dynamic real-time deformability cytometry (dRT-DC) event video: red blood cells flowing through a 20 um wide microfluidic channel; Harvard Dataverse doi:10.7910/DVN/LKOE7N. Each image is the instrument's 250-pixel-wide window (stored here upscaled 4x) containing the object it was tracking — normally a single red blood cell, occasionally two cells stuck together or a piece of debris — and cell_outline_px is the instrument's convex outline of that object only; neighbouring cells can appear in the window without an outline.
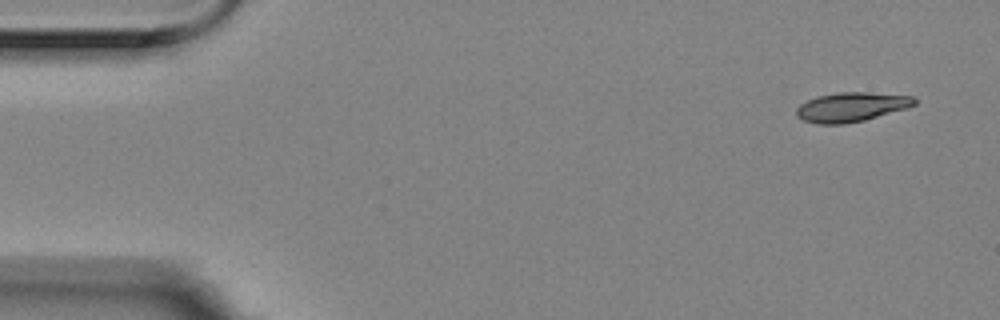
{"species": "Egyptian fruit bat (a non-hibernating species)", "species_latin": "Rousettus aegyptiacus", "temperature_condition": "room temperature", "stored_images_in_passage": 9, "camera_frame_rate_fps": 3000, "um_per_image_px": 0.085, "animal": {"sex": "female"}, "frame": {"image": 1, "passage_image": 1, "time_ms": 0.0, "image_size_px": [1000, 320], "cell_outline_px": [[916, 104], [908, 108], [864, 120], [844, 124], [820, 124], [804, 120], [796, 116], [796, 108], [800, 104], [816, 96], [836, 92], [868, 92], [912, 96], [916, 100]], "centroid_in_image_um": [72.36, 9.09], "position_along_channel_um": 12.6, "area_um2": 20.23}}
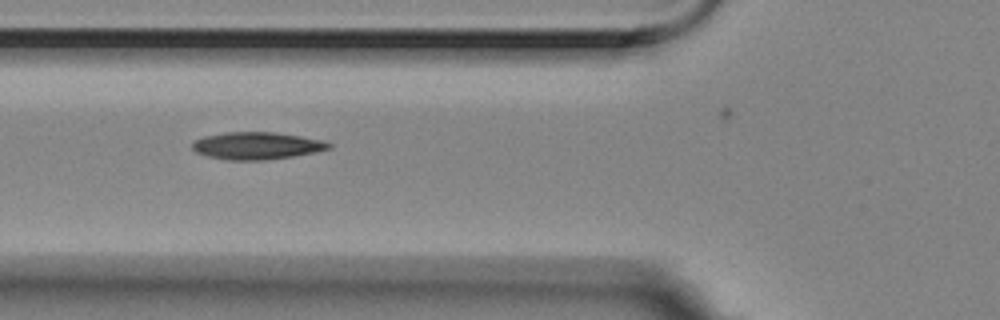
{"frame": {"image": 2, "passage_image": 6, "time_ms": 1.667, "image_size_px": [1000, 320], "cell_outline_px": [[332, 148], [292, 156], [260, 160], [228, 160], [208, 156], [196, 152], [192, 148], [192, 144], [196, 140], [204, 136], [224, 132], [276, 132], [324, 140], [332, 144]], "centroid_in_image_um": [21.82, 12.37], "position_along_channel_um": 104.0, "area_um2": 21.56}}
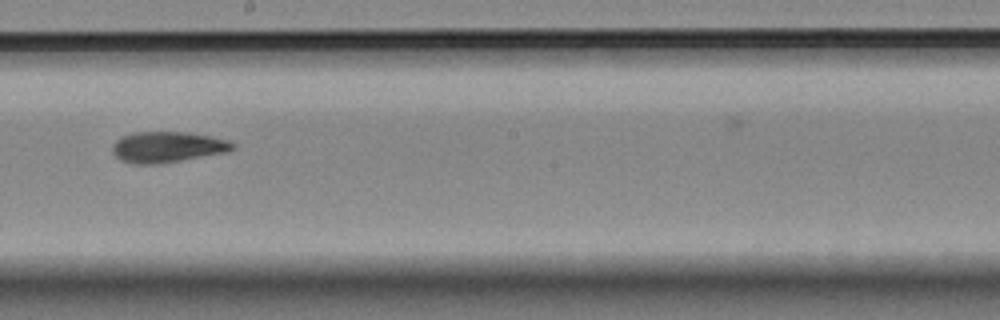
{"frame": {"image": 3, "passage_image": 9, "time_ms": 2.667, "image_size_px": [1000, 320], "cell_outline_px": [[236, 148], [224, 152], [152, 164], [136, 164], [120, 160], [112, 152], [112, 144], [120, 136], [132, 132], [188, 132], [228, 140], [236, 144]], "centroid_in_image_um": [14.17, 12.47], "position_along_channel_um": 234.0, "area_um2": 21.27}}